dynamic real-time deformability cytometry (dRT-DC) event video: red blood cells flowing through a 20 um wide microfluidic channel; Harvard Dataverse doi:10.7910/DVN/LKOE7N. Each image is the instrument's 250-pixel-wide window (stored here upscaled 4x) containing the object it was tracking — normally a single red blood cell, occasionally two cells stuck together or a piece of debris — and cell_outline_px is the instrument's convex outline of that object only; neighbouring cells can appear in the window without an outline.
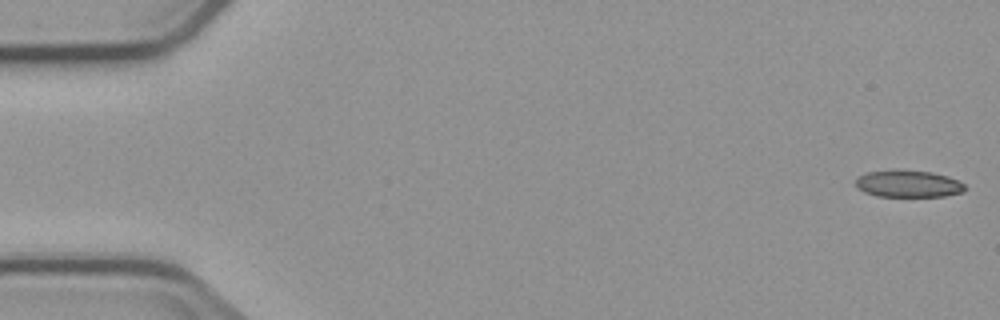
{"species": "common noctule bat (a hibernating species)", "species_latin": "Nyctalus noctula", "temperature_condition": "cold", "stored_images_in_passage": 5, "camera_frame_rate_fps": 3000, "um_per_image_px": 0.085, "animal": {"sex": "male", "body_mass_g": 23.1, "forearm_length_mm": 52.7}, "frame": {"image": 1, "passage_image": 1, "time_ms": 0.0, "image_size_px": [1000, 320], "cell_outline_px": [[968, 188], [964, 192], [944, 196], [876, 196], [864, 192], [856, 188], [856, 180], [860, 176], [868, 172], [932, 172], [948, 176], [960, 180]], "centroid_in_image_um": [77.28, 15.66], "position_along_channel_um": 7.7, "area_um2": 16.7}}
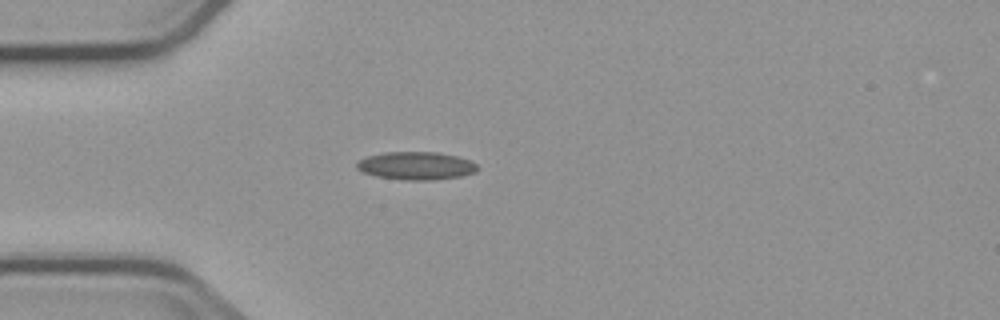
{"frame": {"image": 2, "passage_image": 5, "time_ms": 4.667, "image_size_px": [1000, 320], "cell_outline_px": [[480, 168], [476, 172], [460, 176], [436, 180], [404, 180], [376, 176], [364, 172], [356, 168], [356, 164], [360, 160], [368, 156], [384, 152], [440, 152], [456, 156], [468, 160], [476, 164]], "centroid_in_image_um": [35.39, 14.09], "position_along_channel_um": 49.6, "area_um2": 19.65}}